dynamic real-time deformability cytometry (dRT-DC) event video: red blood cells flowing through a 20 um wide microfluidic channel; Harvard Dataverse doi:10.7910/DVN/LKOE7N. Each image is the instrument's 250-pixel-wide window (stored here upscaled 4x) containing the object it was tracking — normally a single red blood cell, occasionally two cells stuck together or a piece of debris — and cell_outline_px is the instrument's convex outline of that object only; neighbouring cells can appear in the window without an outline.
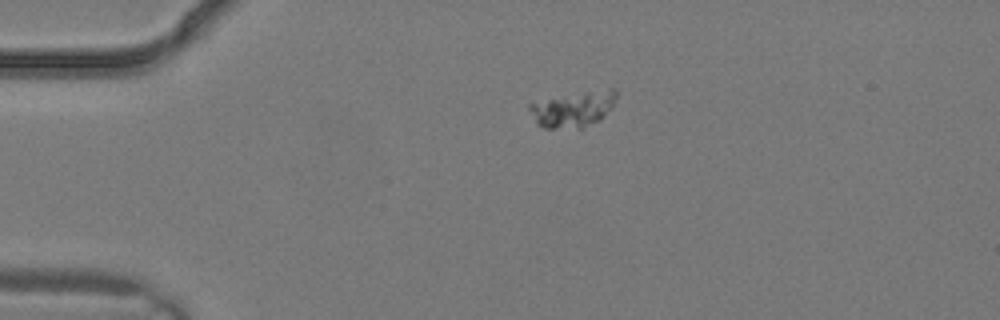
{"species": "common noctule bat (a hibernating species)", "species_latin": "Nyctalus noctula", "temperature_condition": "warm", "stored_images_in_passage": 1, "camera_frame_rate_fps": 3000, "um_per_image_px": 0.085, "animal": {"sex": "male", "body_mass_g": 19.2, "forearm_length_mm": 51.8}, "frame": {"image": 1, "passage_image": 1, "time_ms": 0.0, "image_size_px": [1000, 320], "cell_outline_px": [[616, 96], [612, 104], [600, 120], [580, 128], [544, 128], [536, 124], [528, 108], [528, 104], [588, 92], [612, 88], [616, 92]], "centroid_in_image_um": [48.69, 9.32], "position_along_channel_um": 36.3, "area_um2": 17.11}}